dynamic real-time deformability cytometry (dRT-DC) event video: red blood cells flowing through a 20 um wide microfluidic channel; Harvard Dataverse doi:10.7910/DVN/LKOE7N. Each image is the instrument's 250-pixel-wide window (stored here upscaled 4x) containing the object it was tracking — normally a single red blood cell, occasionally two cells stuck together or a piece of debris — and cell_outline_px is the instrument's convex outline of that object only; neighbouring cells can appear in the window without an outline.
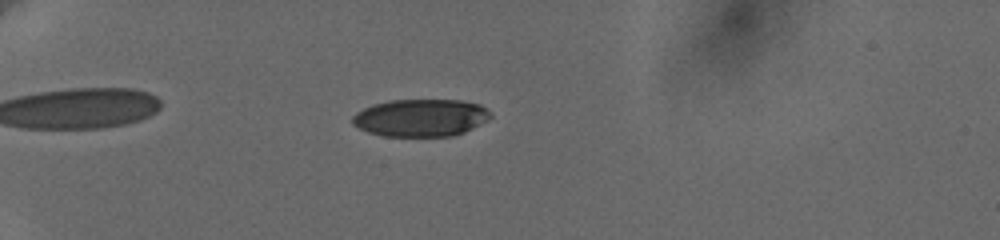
{"species": "human", "species_latin": "Homo sapiens", "temperature_condition": "cold", "stored_images_in_passage": 49, "camera_frame_rate_fps": 3000, "um_per_image_px": 0.085, "donor": {"sex": "female"}, "frame": {"image": 1, "passage_image": 9, "time_ms": 2.667, "image_size_px": [1000, 240], "cell_outline_px": [[492, 116], [488, 120], [464, 132], [452, 136], [384, 136], [368, 132], [352, 124], [352, 116], [356, 112], [372, 104], [388, 100], [460, 100], [480, 104], [488, 108], [492, 112]], "centroid_in_image_um": [35.78, 10.0], "position_along_channel_um": 49.2, "area_um2": 30.35}}
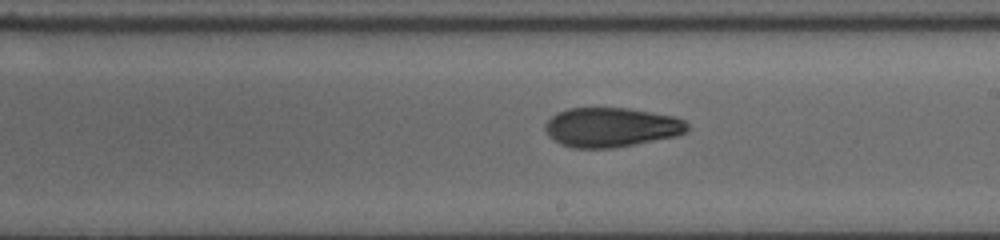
{"frame": {"image": 2, "passage_image": 28, "time_ms": 9.0, "image_size_px": [1000, 240], "cell_outline_px": [[688, 128], [684, 132], [676, 136], [612, 148], [572, 148], [560, 144], [548, 136], [544, 128], [544, 124], [556, 112], [568, 108], [628, 108], [676, 116], [684, 120], [688, 124]], "centroid_in_image_um": [51.92, 10.81], "position_along_channel_um": 237.1, "area_um2": 32.77}}
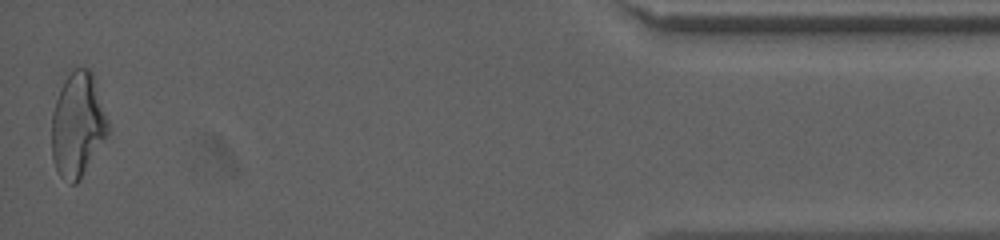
{"frame": {"image": 3, "passage_image": 49, "time_ms": 16.0, "image_size_px": [1000, 240], "cell_outline_px": [[108, 132], [80, 180], [76, 184], [72, 184], [60, 176], [52, 160], [52, 112], [60, 88], [64, 80], [76, 68], [88, 68], [92, 72], [108, 120]], "centroid_in_image_um": [6.58, 10.62], "position_along_channel_um": 428.6, "area_um2": 33.81}, "authors_computed_cell_mechanics": {"area_um2": 32.4836, "velocity_mm_per_s": 3.653, "shape_relaxation_time_tau1_ms": null, "shape_relaxation_time_tau2_ms": 3.7899, "deformation_change_tau1": null, "deformation_change_tau2": 0.105}}